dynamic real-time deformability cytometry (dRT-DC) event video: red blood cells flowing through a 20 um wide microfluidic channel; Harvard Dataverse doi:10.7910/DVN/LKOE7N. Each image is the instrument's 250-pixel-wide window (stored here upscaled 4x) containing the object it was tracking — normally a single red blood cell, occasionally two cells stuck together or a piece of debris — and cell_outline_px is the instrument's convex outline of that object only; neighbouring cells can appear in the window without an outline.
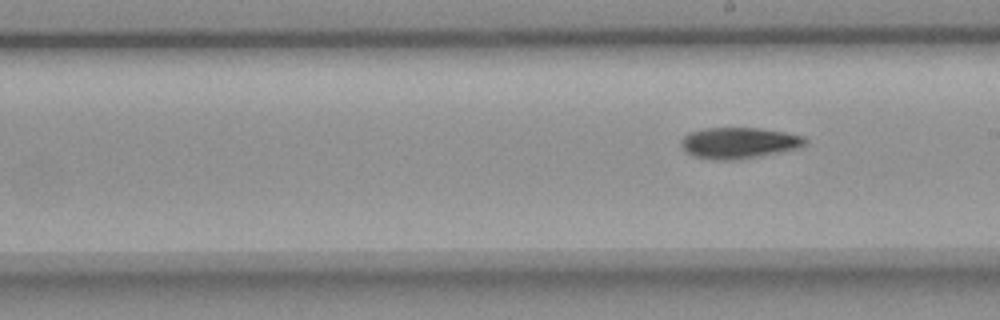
{"species": "common noctule bat (a hibernating species)", "species_latin": "Nyctalus noctula", "temperature_condition": "room temperature", "stored_images_in_passage": 8, "segment_of_instrument_passage": [2, 2], "camera_frame_rate_fps": 3000, "um_per_image_px": 0.085, "animal": {"sex": "female", "body_mass_g": 18.4}, "frame": {"image": 1, "passage_image": 8, "time_ms": 9.333, "image_size_px": [1000, 320], "cell_outline_px": [[808, 140], [800, 148], [756, 156], [732, 160], [716, 160], [696, 156], [688, 152], [680, 144], [684, 136], [688, 132], [708, 128], [756, 128], [784, 132], [804, 136]], "centroid_in_image_um": [62.82, 12.13], "position_along_channel_um": 226.2, "area_um2": 22.08}}